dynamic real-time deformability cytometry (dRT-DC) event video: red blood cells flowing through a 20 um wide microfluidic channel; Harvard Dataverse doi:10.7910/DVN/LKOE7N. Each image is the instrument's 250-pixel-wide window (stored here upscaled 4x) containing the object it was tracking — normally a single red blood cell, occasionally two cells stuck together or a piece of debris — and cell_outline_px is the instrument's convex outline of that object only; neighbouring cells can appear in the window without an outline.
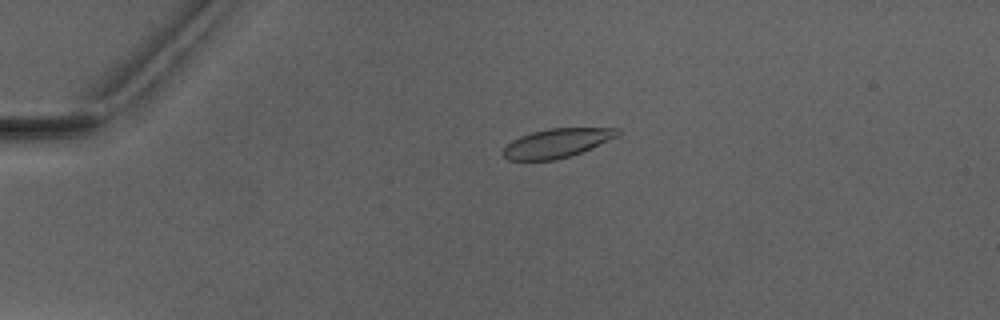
{"species": "Egyptian fruit bat (a non-hibernating species)", "species_latin": "Rousettus aegyptiacus", "temperature_condition": "warm", "stored_images_in_passage": 5, "camera_frame_rate_fps": 3000, "um_per_image_px": 0.085, "animal": {"sex": "male"}, "frame": {"image": 1, "passage_image": 4, "time_ms": 3.667, "image_size_px": [1000, 320], "cell_outline_px": [[620, 136], [580, 152], [556, 160], [508, 160], [500, 152], [512, 140], [520, 136], [532, 132], [548, 128], [620, 128]], "centroid_in_image_um": [47.33, 12.15], "position_along_channel_um": 37.7, "area_um2": 19.31}}